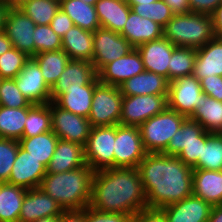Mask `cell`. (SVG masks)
Listing matches in <instances>:
<instances>
[{
	"instance_id": "ee69618b",
	"label": "cell",
	"mask_w": 222,
	"mask_h": 222,
	"mask_svg": "<svg viewBox=\"0 0 222 222\" xmlns=\"http://www.w3.org/2000/svg\"><path fill=\"white\" fill-rule=\"evenodd\" d=\"M18 149L19 140L0 137V182H8Z\"/></svg>"
},
{
	"instance_id": "7a4b0ae2",
	"label": "cell",
	"mask_w": 222,
	"mask_h": 222,
	"mask_svg": "<svg viewBox=\"0 0 222 222\" xmlns=\"http://www.w3.org/2000/svg\"><path fill=\"white\" fill-rule=\"evenodd\" d=\"M90 207L105 213L134 216L147 208L138 168H108L94 172Z\"/></svg>"
},
{
	"instance_id": "7dc6e473",
	"label": "cell",
	"mask_w": 222,
	"mask_h": 222,
	"mask_svg": "<svg viewBox=\"0 0 222 222\" xmlns=\"http://www.w3.org/2000/svg\"><path fill=\"white\" fill-rule=\"evenodd\" d=\"M203 93L218 101H222V76H207L200 80Z\"/></svg>"
},
{
	"instance_id": "2e32d148",
	"label": "cell",
	"mask_w": 222,
	"mask_h": 222,
	"mask_svg": "<svg viewBox=\"0 0 222 222\" xmlns=\"http://www.w3.org/2000/svg\"><path fill=\"white\" fill-rule=\"evenodd\" d=\"M140 53L133 48L126 56L106 64L98 73L99 82L119 87L127 79L144 72Z\"/></svg>"
},
{
	"instance_id": "7c38bea8",
	"label": "cell",
	"mask_w": 222,
	"mask_h": 222,
	"mask_svg": "<svg viewBox=\"0 0 222 222\" xmlns=\"http://www.w3.org/2000/svg\"><path fill=\"white\" fill-rule=\"evenodd\" d=\"M203 90L200 81L193 75L169 82L168 108L190 118L201 102Z\"/></svg>"
},
{
	"instance_id": "277c9868",
	"label": "cell",
	"mask_w": 222,
	"mask_h": 222,
	"mask_svg": "<svg viewBox=\"0 0 222 222\" xmlns=\"http://www.w3.org/2000/svg\"><path fill=\"white\" fill-rule=\"evenodd\" d=\"M163 37L176 47H202L215 37L212 16L194 12L174 14L163 27Z\"/></svg>"
},
{
	"instance_id": "ab89813d",
	"label": "cell",
	"mask_w": 222,
	"mask_h": 222,
	"mask_svg": "<svg viewBox=\"0 0 222 222\" xmlns=\"http://www.w3.org/2000/svg\"><path fill=\"white\" fill-rule=\"evenodd\" d=\"M129 6L136 14L143 18H149L162 27H164L174 15L163 0L151 2L150 4L148 3L146 5L135 4Z\"/></svg>"
},
{
	"instance_id": "816d5d0a",
	"label": "cell",
	"mask_w": 222,
	"mask_h": 222,
	"mask_svg": "<svg viewBox=\"0 0 222 222\" xmlns=\"http://www.w3.org/2000/svg\"><path fill=\"white\" fill-rule=\"evenodd\" d=\"M173 14H186L190 12L189 0H163Z\"/></svg>"
},
{
	"instance_id": "9f6ffc18",
	"label": "cell",
	"mask_w": 222,
	"mask_h": 222,
	"mask_svg": "<svg viewBox=\"0 0 222 222\" xmlns=\"http://www.w3.org/2000/svg\"><path fill=\"white\" fill-rule=\"evenodd\" d=\"M11 4L5 0H0V32L4 30V22L7 11Z\"/></svg>"
},
{
	"instance_id": "7bdbcfd3",
	"label": "cell",
	"mask_w": 222,
	"mask_h": 222,
	"mask_svg": "<svg viewBox=\"0 0 222 222\" xmlns=\"http://www.w3.org/2000/svg\"><path fill=\"white\" fill-rule=\"evenodd\" d=\"M33 40L34 56L44 51L62 49V38L52 30L50 25H36Z\"/></svg>"
},
{
	"instance_id": "cb8c5ba5",
	"label": "cell",
	"mask_w": 222,
	"mask_h": 222,
	"mask_svg": "<svg viewBox=\"0 0 222 222\" xmlns=\"http://www.w3.org/2000/svg\"><path fill=\"white\" fill-rule=\"evenodd\" d=\"M196 51L193 76L199 81L207 76H222V38L214 37Z\"/></svg>"
},
{
	"instance_id": "74e56055",
	"label": "cell",
	"mask_w": 222,
	"mask_h": 222,
	"mask_svg": "<svg viewBox=\"0 0 222 222\" xmlns=\"http://www.w3.org/2000/svg\"><path fill=\"white\" fill-rule=\"evenodd\" d=\"M196 54V48L176 47L172 52L171 62L168 66V81L192 75Z\"/></svg>"
},
{
	"instance_id": "8fae6325",
	"label": "cell",
	"mask_w": 222,
	"mask_h": 222,
	"mask_svg": "<svg viewBox=\"0 0 222 222\" xmlns=\"http://www.w3.org/2000/svg\"><path fill=\"white\" fill-rule=\"evenodd\" d=\"M51 111V129L61 140L71 141L85 146L91 130L88 118L76 115L49 102Z\"/></svg>"
},
{
	"instance_id": "6da1fadb",
	"label": "cell",
	"mask_w": 222,
	"mask_h": 222,
	"mask_svg": "<svg viewBox=\"0 0 222 222\" xmlns=\"http://www.w3.org/2000/svg\"><path fill=\"white\" fill-rule=\"evenodd\" d=\"M138 169L147 208L161 209L193 195V168L177 156L147 153Z\"/></svg>"
},
{
	"instance_id": "bcb514c9",
	"label": "cell",
	"mask_w": 222,
	"mask_h": 222,
	"mask_svg": "<svg viewBox=\"0 0 222 222\" xmlns=\"http://www.w3.org/2000/svg\"><path fill=\"white\" fill-rule=\"evenodd\" d=\"M203 146L205 142H190L177 157L193 168L198 163L199 157H202Z\"/></svg>"
},
{
	"instance_id": "8992f818",
	"label": "cell",
	"mask_w": 222,
	"mask_h": 222,
	"mask_svg": "<svg viewBox=\"0 0 222 222\" xmlns=\"http://www.w3.org/2000/svg\"><path fill=\"white\" fill-rule=\"evenodd\" d=\"M122 99L119 87L99 82L95 86L88 117L91 127L119 125Z\"/></svg>"
},
{
	"instance_id": "603a6c76",
	"label": "cell",
	"mask_w": 222,
	"mask_h": 222,
	"mask_svg": "<svg viewBox=\"0 0 222 222\" xmlns=\"http://www.w3.org/2000/svg\"><path fill=\"white\" fill-rule=\"evenodd\" d=\"M123 96L168 95L169 81L162 75L144 71L119 86Z\"/></svg>"
},
{
	"instance_id": "be15d7a7",
	"label": "cell",
	"mask_w": 222,
	"mask_h": 222,
	"mask_svg": "<svg viewBox=\"0 0 222 222\" xmlns=\"http://www.w3.org/2000/svg\"><path fill=\"white\" fill-rule=\"evenodd\" d=\"M5 1L9 2L12 5V0H5Z\"/></svg>"
},
{
	"instance_id": "d6986e66",
	"label": "cell",
	"mask_w": 222,
	"mask_h": 222,
	"mask_svg": "<svg viewBox=\"0 0 222 222\" xmlns=\"http://www.w3.org/2000/svg\"><path fill=\"white\" fill-rule=\"evenodd\" d=\"M176 48L168 39L162 37L157 40L143 43L136 47L141 55L145 71L164 76L168 80V66L171 55Z\"/></svg>"
},
{
	"instance_id": "f546056e",
	"label": "cell",
	"mask_w": 222,
	"mask_h": 222,
	"mask_svg": "<svg viewBox=\"0 0 222 222\" xmlns=\"http://www.w3.org/2000/svg\"><path fill=\"white\" fill-rule=\"evenodd\" d=\"M190 119L198 122L207 132L222 133V101L202 93L201 102Z\"/></svg>"
},
{
	"instance_id": "4fadbf2b",
	"label": "cell",
	"mask_w": 222,
	"mask_h": 222,
	"mask_svg": "<svg viewBox=\"0 0 222 222\" xmlns=\"http://www.w3.org/2000/svg\"><path fill=\"white\" fill-rule=\"evenodd\" d=\"M36 24L16 5H11L7 11L4 32L11 41L13 48L34 57V30Z\"/></svg>"
},
{
	"instance_id": "4dcf8cb0",
	"label": "cell",
	"mask_w": 222,
	"mask_h": 222,
	"mask_svg": "<svg viewBox=\"0 0 222 222\" xmlns=\"http://www.w3.org/2000/svg\"><path fill=\"white\" fill-rule=\"evenodd\" d=\"M60 8L71 18L74 25L82 29L94 32L101 27L95 5L82 0H60Z\"/></svg>"
},
{
	"instance_id": "e0dca14e",
	"label": "cell",
	"mask_w": 222,
	"mask_h": 222,
	"mask_svg": "<svg viewBox=\"0 0 222 222\" xmlns=\"http://www.w3.org/2000/svg\"><path fill=\"white\" fill-rule=\"evenodd\" d=\"M64 212L60 204L41 188L26 191L23 198L19 222H35L40 218L59 217Z\"/></svg>"
},
{
	"instance_id": "5bb4252c",
	"label": "cell",
	"mask_w": 222,
	"mask_h": 222,
	"mask_svg": "<svg viewBox=\"0 0 222 222\" xmlns=\"http://www.w3.org/2000/svg\"><path fill=\"white\" fill-rule=\"evenodd\" d=\"M17 88L32 104H48L52 101L51 88L46 84L40 66L30 58L14 78Z\"/></svg>"
},
{
	"instance_id": "d6a6232c",
	"label": "cell",
	"mask_w": 222,
	"mask_h": 222,
	"mask_svg": "<svg viewBox=\"0 0 222 222\" xmlns=\"http://www.w3.org/2000/svg\"><path fill=\"white\" fill-rule=\"evenodd\" d=\"M58 139L51 130L29 138H21L19 144L25 151L30 153L31 156L40 160V162L47 167L55 152Z\"/></svg>"
},
{
	"instance_id": "30bf717a",
	"label": "cell",
	"mask_w": 222,
	"mask_h": 222,
	"mask_svg": "<svg viewBox=\"0 0 222 222\" xmlns=\"http://www.w3.org/2000/svg\"><path fill=\"white\" fill-rule=\"evenodd\" d=\"M134 47L118 32L98 28L93 32V67L98 73L106 64L126 56Z\"/></svg>"
},
{
	"instance_id": "9a60e30c",
	"label": "cell",
	"mask_w": 222,
	"mask_h": 222,
	"mask_svg": "<svg viewBox=\"0 0 222 222\" xmlns=\"http://www.w3.org/2000/svg\"><path fill=\"white\" fill-rule=\"evenodd\" d=\"M45 175L46 167L19 144L17 157L7 183L23 187L27 190L40 188Z\"/></svg>"
},
{
	"instance_id": "52a82bcc",
	"label": "cell",
	"mask_w": 222,
	"mask_h": 222,
	"mask_svg": "<svg viewBox=\"0 0 222 222\" xmlns=\"http://www.w3.org/2000/svg\"><path fill=\"white\" fill-rule=\"evenodd\" d=\"M116 125L91 127L84 146L86 164L95 172L114 168Z\"/></svg>"
},
{
	"instance_id": "ffe728a7",
	"label": "cell",
	"mask_w": 222,
	"mask_h": 222,
	"mask_svg": "<svg viewBox=\"0 0 222 222\" xmlns=\"http://www.w3.org/2000/svg\"><path fill=\"white\" fill-rule=\"evenodd\" d=\"M212 205L194 195L162 207L167 222H207Z\"/></svg>"
},
{
	"instance_id": "4316f807",
	"label": "cell",
	"mask_w": 222,
	"mask_h": 222,
	"mask_svg": "<svg viewBox=\"0 0 222 222\" xmlns=\"http://www.w3.org/2000/svg\"><path fill=\"white\" fill-rule=\"evenodd\" d=\"M99 83L96 76L89 84L81 86V89L66 90L54 102L64 110L76 115L88 118L95 86Z\"/></svg>"
},
{
	"instance_id": "3957f363",
	"label": "cell",
	"mask_w": 222,
	"mask_h": 222,
	"mask_svg": "<svg viewBox=\"0 0 222 222\" xmlns=\"http://www.w3.org/2000/svg\"><path fill=\"white\" fill-rule=\"evenodd\" d=\"M94 171L88 166L61 173H46L40 188L64 211L83 210L90 205Z\"/></svg>"
},
{
	"instance_id": "11a10c76",
	"label": "cell",
	"mask_w": 222,
	"mask_h": 222,
	"mask_svg": "<svg viewBox=\"0 0 222 222\" xmlns=\"http://www.w3.org/2000/svg\"><path fill=\"white\" fill-rule=\"evenodd\" d=\"M13 48L11 41L4 31L0 32V55Z\"/></svg>"
},
{
	"instance_id": "d590c367",
	"label": "cell",
	"mask_w": 222,
	"mask_h": 222,
	"mask_svg": "<svg viewBox=\"0 0 222 222\" xmlns=\"http://www.w3.org/2000/svg\"><path fill=\"white\" fill-rule=\"evenodd\" d=\"M16 6L36 25H50L60 9V0H21Z\"/></svg>"
},
{
	"instance_id": "ba28073f",
	"label": "cell",
	"mask_w": 222,
	"mask_h": 222,
	"mask_svg": "<svg viewBox=\"0 0 222 222\" xmlns=\"http://www.w3.org/2000/svg\"><path fill=\"white\" fill-rule=\"evenodd\" d=\"M168 95L123 96L120 125L140 126L168 107Z\"/></svg>"
},
{
	"instance_id": "f35d334b",
	"label": "cell",
	"mask_w": 222,
	"mask_h": 222,
	"mask_svg": "<svg viewBox=\"0 0 222 222\" xmlns=\"http://www.w3.org/2000/svg\"><path fill=\"white\" fill-rule=\"evenodd\" d=\"M193 169L222 170V133H210L203 146L202 157Z\"/></svg>"
},
{
	"instance_id": "d4e9b609",
	"label": "cell",
	"mask_w": 222,
	"mask_h": 222,
	"mask_svg": "<svg viewBox=\"0 0 222 222\" xmlns=\"http://www.w3.org/2000/svg\"><path fill=\"white\" fill-rule=\"evenodd\" d=\"M193 195L212 206L222 205V170L193 169Z\"/></svg>"
},
{
	"instance_id": "9c48e42d",
	"label": "cell",
	"mask_w": 222,
	"mask_h": 222,
	"mask_svg": "<svg viewBox=\"0 0 222 222\" xmlns=\"http://www.w3.org/2000/svg\"><path fill=\"white\" fill-rule=\"evenodd\" d=\"M114 168H138L147 152L138 126L116 125Z\"/></svg>"
},
{
	"instance_id": "f1b7e54d",
	"label": "cell",
	"mask_w": 222,
	"mask_h": 222,
	"mask_svg": "<svg viewBox=\"0 0 222 222\" xmlns=\"http://www.w3.org/2000/svg\"><path fill=\"white\" fill-rule=\"evenodd\" d=\"M210 132L196 121L187 118L181 128H179L169 141L167 148L162 154L170 156H178L185 146L190 142H206Z\"/></svg>"
},
{
	"instance_id": "83f0119b",
	"label": "cell",
	"mask_w": 222,
	"mask_h": 222,
	"mask_svg": "<svg viewBox=\"0 0 222 222\" xmlns=\"http://www.w3.org/2000/svg\"><path fill=\"white\" fill-rule=\"evenodd\" d=\"M95 9L100 26L118 33L123 30L131 11L126 0H98Z\"/></svg>"
},
{
	"instance_id": "db71d44e",
	"label": "cell",
	"mask_w": 222,
	"mask_h": 222,
	"mask_svg": "<svg viewBox=\"0 0 222 222\" xmlns=\"http://www.w3.org/2000/svg\"><path fill=\"white\" fill-rule=\"evenodd\" d=\"M59 222H84V209L64 211L59 216Z\"/></svg>"
},
{
	"instance_id": "836d02e7",
	"label": "cell",
	"mask_w": 222,
	"mask_h": 222,
	"mask_svg": "<svg viewBox=\"0 0 222 222\" xmlns=\"http://www.w3.org/2000/svg\"><path fill=\"white\" fill-rule=\"evenodd\" d=\"M33 59L40 66L46 84L52 88L64 71L69 56L61 49L58 51H44L36 54Z\"/></svg>"
},
{
	"instance_id": "484cf974",
	"label": "cell",
	"mask_w": 222,
	"mask_h": 222,
	"mask_svg": "<svg viewBox=\"0 0 222 222\" xmlns=\"http://www.w3.org/2000/svg\"><path fill=\"white\" fill-rule=\"evenodd\" d=\"M62 50L70 60H86L93 58V32L73 25L62 37Z\"/></svg>"
},
{
	"instance_id": "681fc988",
	"label": "cell",
	"mask_w": 222,
	"mask_h": 222,
	"mask_svg": "<svg viewBox=\"0 0 222 222\" xmlns=\"http://www.w3.org/2000/svg\"><path fill=\"white\" fill-rule=\"evenodd\" d=\"M132 222H167L161 209L145 208L135 214Z\"/></svg>"
},
{
	"instance_id": "44dd1931",
	"label": "cell",
	"mask_w": 222,
	"mask_h": 222,
	"mask_svg": "<svg viewBox=\"0 0 222 222\" xmlns=\"http://www.w3.org/2000/svg\"><path fill=\"white\" fill-rule=\"evenodd\" d=\"M87 165L84 146L79 143L58 139L55 152L46 167V173H61Z\"/></svg>"
},
{
	"instance_id": "91938a15",
	"label": "cell",
	"mask_w": 222,
	"mask_h": 222,
	"mask_svg": "<svg viewBox=\"0 0 222 222\" xmlns=\"http://www.w3.org/2000/svg\"><path fill=\"white\" fill-rule=\"evenodd\" d=\"M35 222H59V217H45L36 220Z\"/></svg>"
},
{
	"instance_id": "94428289",
	"label": "cell",
	"mask_w": 222,
	"mask_h": 222,
	"mask_svg": "<svg viewBox=\"0 0 222 222\" xmlns=\"http://www.w3.org/2000/svg\"><path fill=\"white\" fill-rule=\"evenodd\" d=\"M82 1H84L85 3L90 4V5H95V3H96L98 0H82Z\"/></svg>"
},
{
	"instance_id": "5b68a950",
	"label": "cell",
	"mask_w": 222,
	"mask_h": 222,
	"mask_svg": "<svg viewBox=\"0 0 222 222\" xmlns=\"http://www.w3.org/2000/svg\"><path fill=\"white\" fill-rule=\"evenodd\" d=\"M186 119L184 115L167 107L163 112L143 122L139 131L146 152L162 153Z\"/></svg>"
},
{
	"instance_id": "60d3db41",
	"label": "cell",
	"mask_w": 222,
	"mask_h": 222,
	"mask_svg": "<svg viewBox=\"0 0 222 222\" xmlns=\"http://www.w3.org/2000/svg\"><path fill=\"white\" fill-rule=\"evenodd\" d=\"M29 59L30 57L16 48L0 55V79H14Z\"/></svg>"
},
{
	"instance_id": "c3c4849f",
	"label": "cell",
	"mask_w": 222,
	"mask_h": 222,
	"mask_svg": "<svg viewBox=\"0 0 222 222\" xmlns=\"http://www.w3.org/2000/svg\"><path fill=\"white\" fill-rule=\"evenodd\" d=\"M71 18L60 8L51 21L52 30L61 38L73 27Z\"/></svg>"
},
{
	"instance_id": "1f68e13d",
	"label": "cell",
	"mask_w": 222,
	"mask_h": 222,
	"mask_svg": "<svg viewBox=\"0 0 222 222\" xmlns=\"http://www.w3.org/2000/svg\"><path fill=\"white\" fill-rule=\"evenodd\" d=\"M27 189L0 182V222H19Z\"/></svg>"
},
{
	"instance_id": "8d00e7d4",
	"label": "cell",
	"mask_w": 222,
	"mask_h": 222,
	"mask_svg": "<svg viewBox=\"0 0 222 222\" xmlns=\"http://www.w3.org/2000/svg\"><path fill=\"white\" fill-rule=\"evenodd\" d=\"M51 111L48 104H34L27 113L22 138L51 131Z\"/></svg>"
},
{
	"instance_id": "f6af8a7d",
	"label": "cell",
	"mask_w": 222,
	"mask_h": 222,
	"mask_svg": "<svg viewBox=\"0 0 222 222\" xmlns=\"http://www.w3.org/2000/svg\"><path fill=\"white\" fill-rule=\"evenodd\" d=\"M133 216L125 213H105L87 206L84 209V222H132Z\"/></svg>"
},
{
	"instance_id": "6125c7cd",
	"label": "cell",
	"mask_w": 222,
	"mask_h": 222,
	"mask_svg": "<svg viewBox=\"0 0 222 222\" xmlns=\"http://www.w3.org/2000/svg\"><path fill=\"white\" fill-rule=\"evenodd\" d=\"M21 0H12V5H16L17 3H19Z\"/></svg>"
},
{
	"instance_id": "680465c9",
	"label": "cell",
	"mask_w": 222,
	"mask_h": 222,
	"mask_svg": "<svg viewBox=\"0 0 222 222\" xmlns=\"http://www.w3.org/2000/svg\"><path fill=\"white\" fill-rule=\"evenodd\" d=\"M156 1H159V0H126V2L129 4V5H135V4H143V5H146V4H150L151 2H156Z\"/></svg>"
},
{
	"instance_id": "7402d4cb",
	"label": "cell",
	"mask_w": 222,
	"mask_h": 222,
	"mask_svg": "<svg viewBox=\"0 0 222 222\" xmlns=\"http://www.w3.org/2000/svg\"><path fill=\"white\" fill-rule=\"evenodd\" d=\"M120 34L134 47L163 37V27L132 10Z\"/></svg>"
},
{
	"instance_id": "6f0895ef",
	"label": "cell",
	"mask_w": 222,
	"mask_h": 222,
	"mask_svg": "<svg viewBox=\"0 0 222 222\" xmlns=\"http://www.w3.org/2000/svg\"><path fill=\"white\" fill-rule=\"evenodd\" d=\"M207 222H222V205L212 207L210 217Z\"/></svg>"
},
{
	"instance_id": "f5cc1de1",
	"label": "cell",
	"mask_w": 222,
	"mask_h": 222,
	"mask_svg": "<svg viewBox=\"0 0 222 222\" xmlns=\"http://www.w3.org/2000/svg\"><path fill=\"white\" fill-rule=\"evenodd\" d=\"M215 37L222 38V2L211 14Z\"/></svg>"
},
{
	"instance_id": "b9f144b4",
	"label": "cell",
	"mask_w": 222,
	"mask_h": 222,
	"mask_svg": "<svg viewBox=\"0 0 222 222\" xmlns=\"http://www.w3.org/2000/svg\"><path fill=\"white\" fill-rule=\"evenodd\" d=\"M33 105L17 88L14 79H0V106L24 108Z\"/></svg>"
},
{
	"instance_id": "e575fe53",
	"label": "cell",
	"mask_w": 222,
	"mask_h": 222,
	"mask_svg": "<svg viewBox=\"0 0 222 222\" xmlns=\"http://www.w3.org/2000/svg\"><path fill=\"white\" fill-rule=\"evenodd\" d=\"M30 108L0 106V137L20 140L23 136L25 121Z\"/></svg>"
},
{
	"instance_id": "ac0fdd59",
	"label": "cell",
	"mask_w": 222,
	"mask_h": 222,
	"mask_svg": "<svg viewBox=\"0 0 222 222\" xmlns=\"http://www.w3.org/2000/svg\"><path fill=\"white\" fill-rule=\"evenodd\" d=\"M96 76L92 62L70 60L51 88L52 101H55L66 90L81 89V86L89 84Z\"/></svg>"
},
{
	"instance_id": "f907efd6",
	"label": "cell",
	"mask_w": 222,
	"mask_h": 222,
	"mask_svg": "<svg viewBox=\"0 0 222 222\" xmlns=\"http://www.w3.org/2000/svg\"><path fill=\"white\" fill-rule=\"evenodd\" d=\"M222 0H189L190 12L211 15Z\"/></svg>"
}]
</instances>
